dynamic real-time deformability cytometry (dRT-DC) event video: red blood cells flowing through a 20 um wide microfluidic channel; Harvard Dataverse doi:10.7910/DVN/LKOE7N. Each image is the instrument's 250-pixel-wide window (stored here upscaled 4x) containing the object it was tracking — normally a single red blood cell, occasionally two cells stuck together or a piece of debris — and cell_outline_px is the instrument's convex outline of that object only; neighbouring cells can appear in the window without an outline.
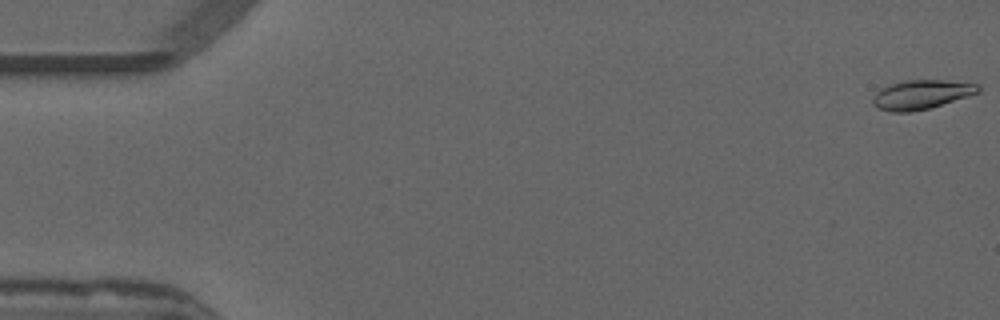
{"species": "common noctule bat (a hibernating species)", "species_latin": "Nyctalus noctula", "temperature_condition": "warm", "stored_images_in_passage": 11, "camera_frame_rate_fps": 3000, "um_per_image_px": 0.085, "animal": {"sex": "male", "forearm_length_mm": 52.5}, "frame": {"image": 1, "passage_image": 1, "time_ms": 0.0, "image_size_px": [1000, 320], "cell_outline_px": [[980, 92], [928, 108], [912, 112], [892, 112], [876, 108], [872, 104], [872, 100], [876, 92], [880, 88], [904, 80], [944, 80], [980, 84]], "centroid_in_image_um": [78.28, 8.03], "position_along_channel_um": 6.7, "area_um2": 17.86}}